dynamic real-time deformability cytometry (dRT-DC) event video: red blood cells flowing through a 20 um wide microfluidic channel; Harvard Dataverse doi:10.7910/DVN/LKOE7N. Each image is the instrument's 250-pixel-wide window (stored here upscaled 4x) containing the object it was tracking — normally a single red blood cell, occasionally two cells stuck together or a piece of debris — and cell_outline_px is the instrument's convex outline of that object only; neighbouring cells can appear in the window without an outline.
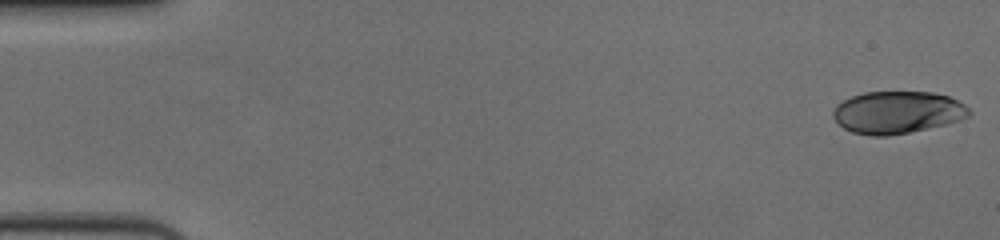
{"species": "human", "species_latin": "Homo sapiens", "temperature_condition": "cold", "stored_images_in_passage": 57, "camera_frame_rate_fps": 3000, "um_per_image_px": 0.085, "donor": {"sex": "female"}, "frame": {"image": 1, "passage_image": 1, "time_ms": 0.0, "image_size_px": [1000, 240], "cell_outline_px": [[972, 112], [968, 116], [960, 120], [928, 128], [888, 136], [872, 136], [852, 132], [844, 128], [832, 116], [832, 112], [836, 104], [852, 96], [864, 92], [932, 92], [948, 96], [964, 104]], "centroid_in_image_um": [76.26, 9.55], "position_along_channel_um": 8.7, "area_um2": 33.41}}
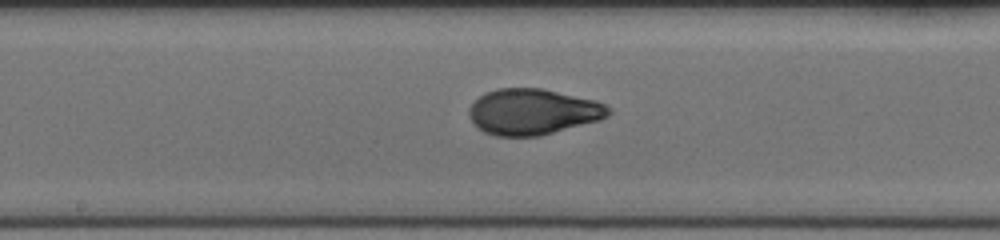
{"frame": {"image": 2, "passage_image": 30, "time_ms": 9.667, "image_size_px": [1000, 240], "cell_outline_px": [[612, 112], [608, 116], [600, 120], [540, 136], [496, 136], [484, 132], [476, 128], [468, 112], [468, 108], [484, 92], [496, 88], [544, 88], [596, 100], [612, 108]], "centroid_in_image_um": [45.31, 9.49], "position_along_channel_um": 202.9, "area_um2": 37.69}}
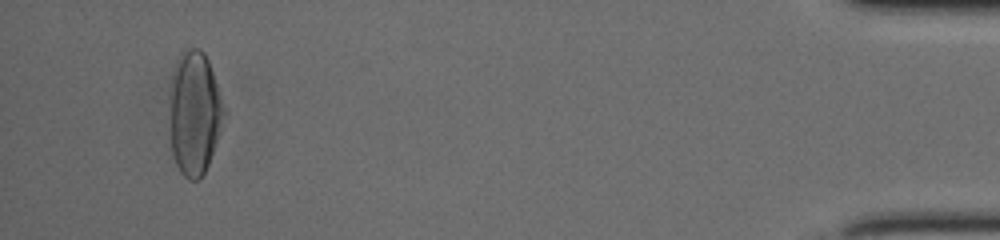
{"frame": {"image": 3, "passage_image": 54, "time_ms": 17.667, "image_size_px": [1000, 240], "cell_outline_px": [[228, 112], [208, 164], [200, 180], [188, 180], [180, 172], [172, 156], [168, 100], [176, 60], [180, 52], [184, 48], [200, 48], [204, 52], [208, 60]], "centroid_in_image_um": [16.53, 9.6], "position_along_channel_um": 418.7, "area_um2": 40.11}, "authors_computed_cell_mechanics": {"area_um2": 36.8186, "velocity_mm_per_s": 3.6423, "shape_relaxation_time_tau1_ms": 6.4569, "shape_relaxation_time_tau2_ms": 0.9127, "deformation_change_tau1": 0.2287, "deformation_change_tau2": 0.0491}}